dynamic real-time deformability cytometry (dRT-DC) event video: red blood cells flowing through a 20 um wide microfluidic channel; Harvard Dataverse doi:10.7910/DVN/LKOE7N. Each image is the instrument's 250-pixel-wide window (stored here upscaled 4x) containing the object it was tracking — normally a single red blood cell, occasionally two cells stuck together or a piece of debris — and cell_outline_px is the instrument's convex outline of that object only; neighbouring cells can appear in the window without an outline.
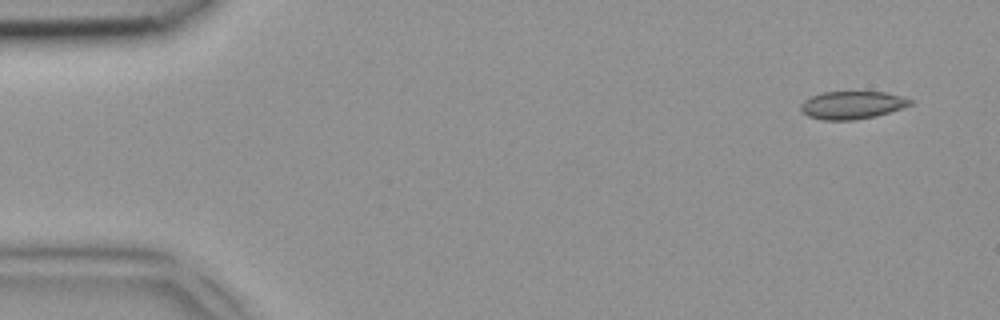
{"species": "common noctule bat (a hibernating species)", "species_latin": "Nyctalus noctula", "temperature_condition": "room temperature", "stored_images_in_passage": 3, "camera_frame_rate_fps": 3000, "um_per_image_px": 0.085, "animal": {"sex": "female", "body_mass_g": 18.4}, "frame": {"image": 1, "passage_image": 1, "time_ms": 0.0, "image_size_px": [1000, 320], "cell_outline_px": [[916, 100], [912, 104], [876, 116], [852, 120], [824, 120], [808, 116], [800, 108], [800, 104], [804, 100], [812, 96], [824, 92], [884, 92]], "centroid_in_image_um": [72.43, 8.93], "position_along_channel_um": 12.6, "area_um2": 17.57}}